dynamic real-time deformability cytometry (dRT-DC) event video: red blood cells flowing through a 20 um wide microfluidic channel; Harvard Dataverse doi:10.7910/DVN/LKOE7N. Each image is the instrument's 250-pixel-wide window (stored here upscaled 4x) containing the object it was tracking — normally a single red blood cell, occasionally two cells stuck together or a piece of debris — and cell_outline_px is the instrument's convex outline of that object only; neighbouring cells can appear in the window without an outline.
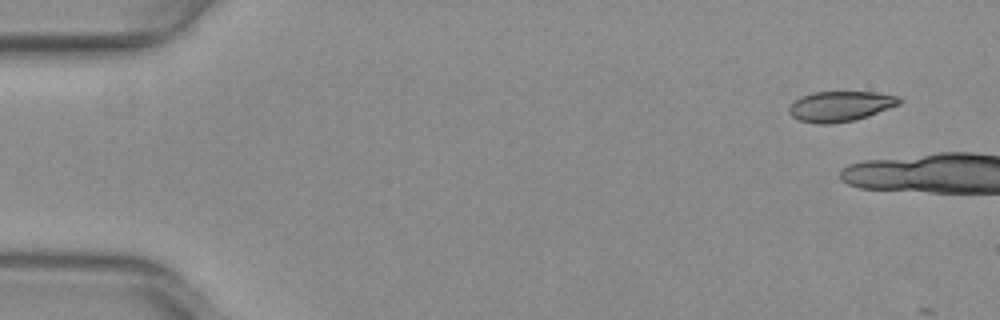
{"species": "common noctule bat (a hibernating species)", "species_latin": "Nyctalus noctula", "temperature_condition": "warm", "stored_images_in_passage": 4, "camera_frame_rate_fps": 3000, "um_per_image_px": 0.085, "animal": {"sex": "female", "body_mass_g": 29.2, "forearm_length_mm": 56.3}, "frame": {"image": 1, "passage_image": 1, "time_ms": 0.0, "image_size_px": [1000, 320], "cell_outline_px": [[904, 100], [900, 104], [868, 116], [856, 120], [832, 124], [816, 124], [800, 120], [792, 116], [788, 112], [788, 108], [800, 96], [812, 92], [876, 92], [900, 96]], "centroid_in_image_um": [71.46, 9.03], "position_along_channel_um": 13.5, "area_um2": 19.65}}